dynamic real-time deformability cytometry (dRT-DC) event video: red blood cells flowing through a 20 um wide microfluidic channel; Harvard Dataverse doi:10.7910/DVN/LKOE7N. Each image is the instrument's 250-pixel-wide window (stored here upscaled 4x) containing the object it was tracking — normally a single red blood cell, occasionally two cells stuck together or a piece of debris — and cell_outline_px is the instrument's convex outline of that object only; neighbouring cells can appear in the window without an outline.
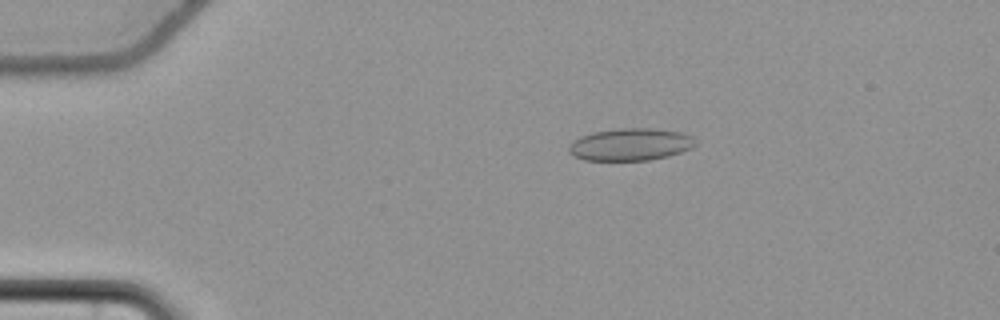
{"species": "common noctule bat (a hibernating species)", "species_latin": "Nyctalus noctula", "temperature_condition": "cold", "stored_images_in_passage": 55, "camera_frame_rate_fps": 3000, "um_per_image_px": 0.085, "animal": {"sex": "female", "body_mass_g": 22.7, "forearm_length_mm": 54.2}, "frame": {"image": 1, "passage_image": 10, "time_ms": 3.0, "image_size_px": [1000, 320], "cell_outline_px": [[696, 144], [692, 148], [668, 156], [648, 160], [584, 160], [568, 152], [568, 148], [572, 140], [580, 136], [592, 132], [616, 128], [652, 128], [680, 132], [692, 136], [696, 140]], "centroid_in_image_um": [53.57, 12.27], "position_along_channel_um": 31.4, "area_um2": 23.93}}
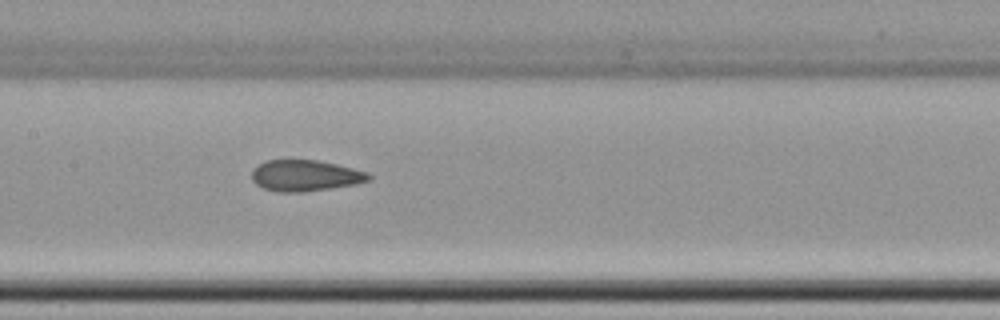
{"frame": {"image": 2, "passage_image": 27, "time_ms": 8.667, "image_size_px": [1000, 320], "cell_outline_px": [[372, 180], [356, 184], [304, 192], [280, 192], [264, 188], [256, 184], [252, 180], [252, 168], [264, 160], [316, 160], [336, 164], [368, 172], [372, 176]], "centroid_in_image_um": [25.95, 14.92], "position_along_channel_um": 181.5, "area_um2": 21.33}}
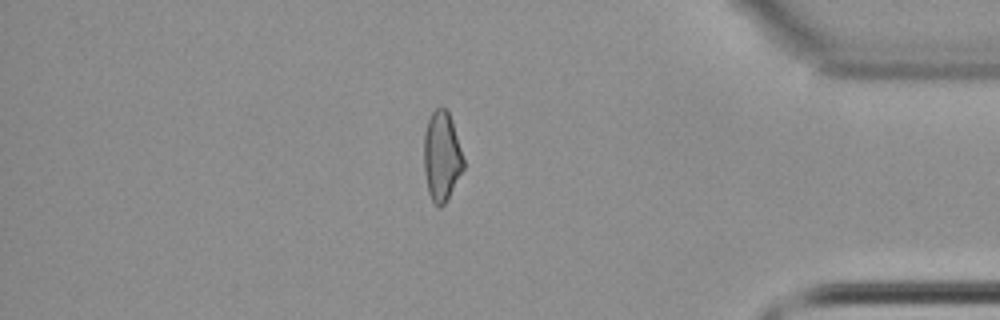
{"frame": {"image": 3, "passage_image": 47, "time_ms": 15.333, "image_size_px": [1000, 320], "cell_outline_px": [[464, 168], [444, 204], [440, 208], [436, 208], [428, 192], [424, 172], [424, 132], [428, 120], [432, 112], [436, 108], [444, 108], [448, 112], [452, 120], [464, 160]], "centroid_in_image_um": [37.53, 13.3], "position_along_channel_um": 397.7, "area_um2": 20.58}, "authors_computed_cell_mechanics": {"area_um2": 21.9062, "velocity_mm_per_s": 3.7068, "shape_relaxation_time_tau1_ms": null, "shape_relaxation_time_tau2_ms": 3.889, "deformation_change_tau1": null, "deformation_change_tau2": 0.0878}}